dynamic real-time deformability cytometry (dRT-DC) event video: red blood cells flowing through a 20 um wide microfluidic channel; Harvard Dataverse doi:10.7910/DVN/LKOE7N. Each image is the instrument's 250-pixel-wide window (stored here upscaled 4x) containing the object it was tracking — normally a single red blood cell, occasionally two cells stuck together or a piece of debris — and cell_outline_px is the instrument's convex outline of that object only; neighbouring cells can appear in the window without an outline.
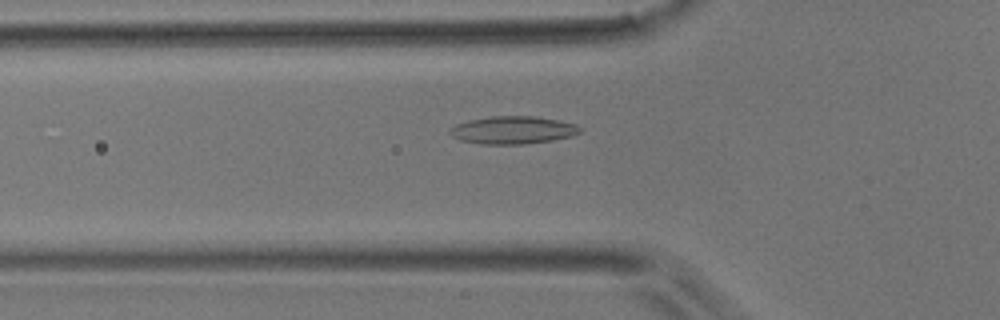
{"species": "common noctule bat (a hibernating species)", "species_latin": "Nyctalus noctula", "temperature_condition": "room temperature", "stored_images_in_passage": 45, "camera_frame_rate_fps": 3000, "um_per_image_px": 0.085, "animal": {"sex": "male", "body_mass_g": 17.9}, "frame": {"image": 1, "passage_image": 11, "time_ms": 3.333, "image_size_px": [1000, 320], "cell_outline_px": [[580, 132], [572, 136], [552, 140], [524, 144], [480, 144], [460, 140], [452, 136], [448, 132], [448, 128], [456, 124], [468, 120], [492, 116], [536, 116], [576, 124], [580, 128]], "centroid_in_image_um": [43.54, 11.05], "position_along_channel_um": 82.3, "area_um2": 21.04}}
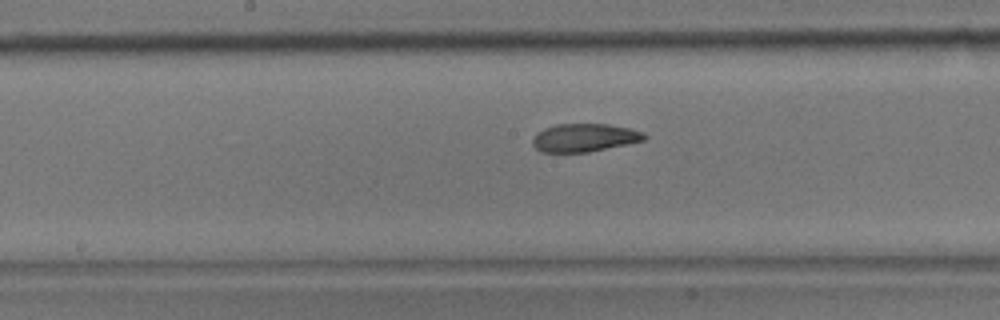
{"frame": {"image": 2, "passage_image": 20, "time_ms": 6.333, "image_size_px": [1000, 320], "cell_outline_px": [[648, 136], [644, 140], [628, 144], [588, 152], [540, 152], [532, 144], [532, 140], [536, 132], [544, 128], [556, 124], [608, 124], [628, 128], [644, 132]], "centroid_in_image_um": [49.66, 11.7], "position_along_channel_um": 198.5, "area_um2": 18.38}}
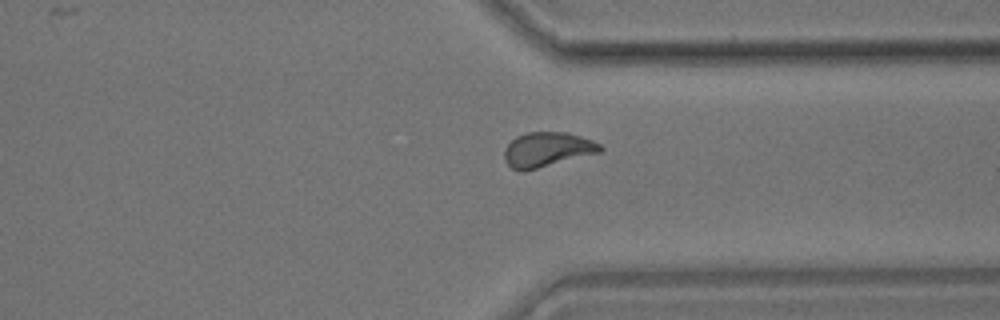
{"frame": {"image": 3, "passage_image": 33, "time_ms": 10.667, "image_size_px": [1000, 320], "cell_outline_px": [[604, 148], [600, 152], [520, 172], [512, 168], [504, 160], [504, 148], [516, 136], [528, 132], [568, 132], [592, 140], [600, 144]], "centroid_in_image_um": [46.49, 12.7], "position_along_channel_um": 364.9, "area_um2": 19.19}, "authors_computed_cell_mechanics": {"area_um2": 19.074, "velocity_mm_per_s": 3.8447, "shape_relaxation_time_tau1_ms": 5.6087, "shape_relaxation_time_tau2_ms": 2.596, "deformation_change_tau1": 0.1588, "deformation_change_tau2": 0.0857}}